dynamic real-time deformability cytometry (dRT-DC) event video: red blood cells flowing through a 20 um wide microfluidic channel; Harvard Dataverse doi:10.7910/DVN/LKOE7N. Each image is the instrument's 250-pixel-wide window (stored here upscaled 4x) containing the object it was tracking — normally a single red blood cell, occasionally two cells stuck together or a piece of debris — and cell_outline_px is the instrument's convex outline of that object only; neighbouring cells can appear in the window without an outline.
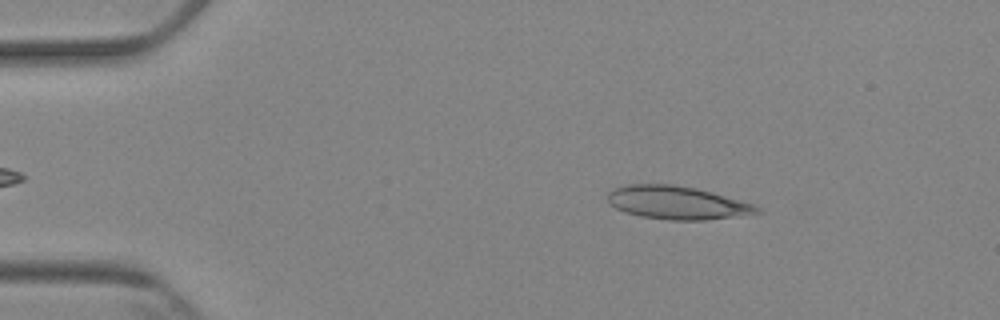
{"species": "Egyptian fruit bat (a non-hibernating species)", "species_latin": "Rousettus aegyptiacus", "temperature_condition": "cold", "stored_images_in_passage": 4, "camera_frame_rate_fps": 3000, "um_per_image_px": 0.085, "animal": {"sex": "female"}, "frame": {"image": 1, "passage_image": 2, "time_ms": 1.0, "image_size_px": [1000, 320], "cell_outline_px": [[764, 212], [704, 220], [668, 220], [640, 216], [624, 212], [616, 208], [608, 200], [608, 192], [612, 188], [628, 184], [672, 184], [696, 188], [712, 192], [752, 204], [760, 208]], "centroid_in_image_um": [57.51, 17.22], "position_along_channel_um": 27.5, "area_um2": 28.73}}